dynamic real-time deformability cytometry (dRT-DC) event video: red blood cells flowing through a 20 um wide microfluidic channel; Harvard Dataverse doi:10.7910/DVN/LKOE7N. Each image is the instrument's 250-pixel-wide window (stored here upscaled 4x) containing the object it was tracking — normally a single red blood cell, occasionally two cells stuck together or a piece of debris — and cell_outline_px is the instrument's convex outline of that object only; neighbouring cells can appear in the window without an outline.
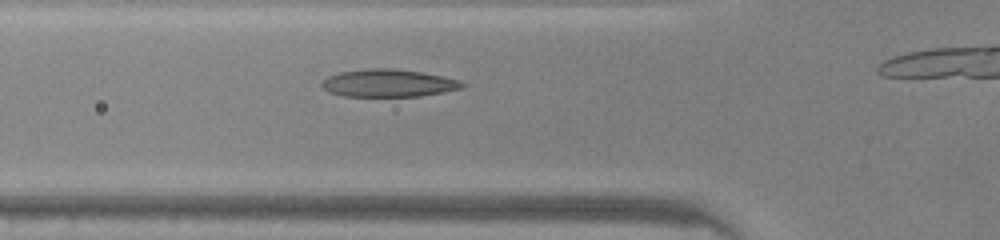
{"species": "common noctule bat (a hibernating species)", "species_latin": "Nyctalus noctula", "temperature_condition": "warm", "stored_images_in_passage": 14, "camera_frame_rate_fps": 3000, "um_per_image_px": 0.085, "animal": {"sex": "male", "body_mass_g": 20.0, "forearm_length_mm": 53.3}, "frame": {"image": 1, "passage_image": 10, "time_ms": 3.0, "image_size_px": [1000, 240], "cell_outline_px": [[468, 84], [464, 88], [444, 92], [420, 96], [344, 96], [328, 92], [320, 84], [328, 76], [340, 72], [368, 68], [392, 68], [420, 72], [440, 76], [456, 80]], "centroid_in_image_um": [33.01, 7.07], "position_along_channel_um": 92.8, "area_um2": 22.48}}